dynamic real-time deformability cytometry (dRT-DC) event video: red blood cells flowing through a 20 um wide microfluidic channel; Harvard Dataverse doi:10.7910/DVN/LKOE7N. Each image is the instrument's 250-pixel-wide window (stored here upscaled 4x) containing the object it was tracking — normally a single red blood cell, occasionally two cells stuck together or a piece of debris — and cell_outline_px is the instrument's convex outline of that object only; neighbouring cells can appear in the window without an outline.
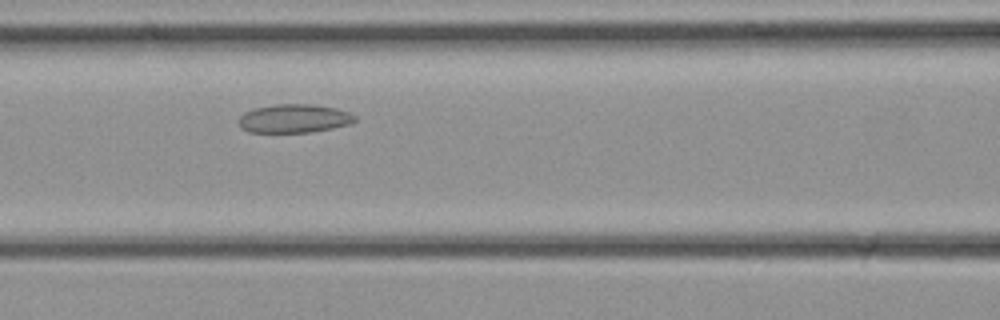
{"species": "common noctule bat (a hibernating species)", "species_latin": "Nyctalus noctula", "temperature_condition": "cold", "stored_images_in_passage": 28, "camera_frame_rate_fps": 3000, "um_per_image_px": 0.085, "animal": {"sex": "female", "body_mass_g": 21.9}, "frame": {"image": 1, "passage_image": 10, "time_ms": 3.0, "image_size_px": [1000, 320], "cell_outline_px": [[356, 120], [352, 124], [312, 132], [248, 132], [240, 128], [240, 116], [244, 112], [256, 108], [276, 104], [316, 104], [336, 108], [348, 112], [356, 116]], "centroid_in_image_um": [25.03, 10.07], "position_along_channel_um": 141.6, "area_um2": 19.42}}
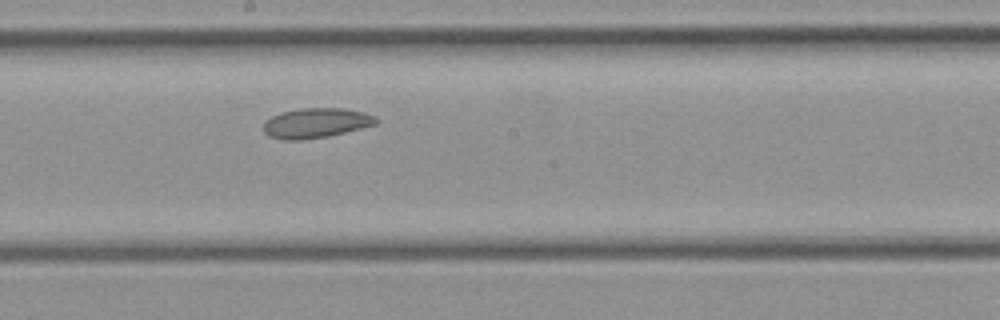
{"frame": {"image": 2, "passage_image": 14, "time_ms": 4.333, "image_size_px": [1000, 320], "cell_outline_px": [[380, 120], [376, 124], [328, 136], [300, 140], [280, 140], [268, 136], [264, 132], [264, 124], [272, 116], [284, 112], [300, 108], [344, 108], [364, 112], [376, 116]], "centroid_in_image_um": [26.88, 10.46], "position_along_channel_um": 221.3, "area_um2": 19.54}}
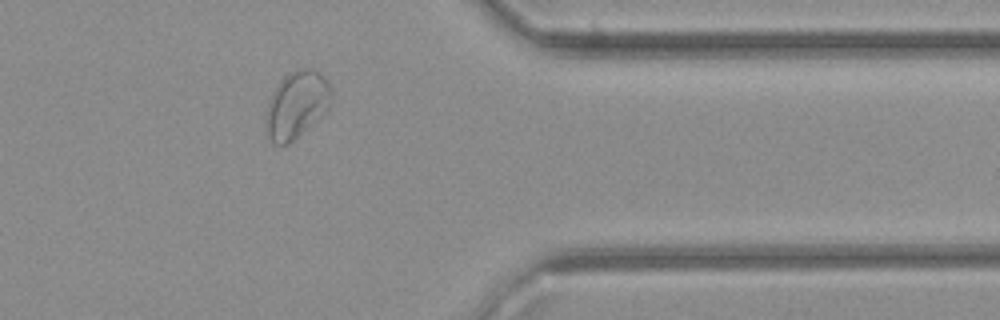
{"frame": {"image": 3, "passage_image": 23, "time_ms": 7.333, "image_size_px": [1000, 320], "cell_outline_px": [[332, 104], [316, 120], [288, 144], [272, 144], [268, 136], [264, 120], [268, 104], [272, 92], [276, 84], [288, 72], [296, 68], [312, 68], [320, 72], [328, 80], [332, 92]], "centroid_in_image_um": [25.21, 8.85], "position_along_channel_um": 386.2, "area_um2": 25.84}}